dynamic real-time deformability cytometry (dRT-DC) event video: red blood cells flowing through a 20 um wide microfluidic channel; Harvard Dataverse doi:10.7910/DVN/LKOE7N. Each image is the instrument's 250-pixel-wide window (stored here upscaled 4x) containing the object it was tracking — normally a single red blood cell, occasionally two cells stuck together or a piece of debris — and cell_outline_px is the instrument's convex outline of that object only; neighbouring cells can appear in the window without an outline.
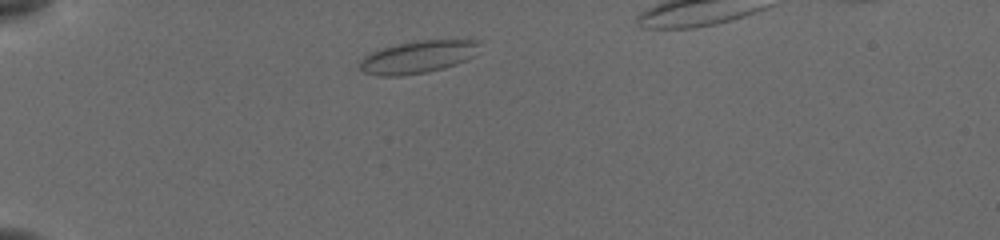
{"species": "common noctule bat (a hibernating species)", "species_latin": "Nyctalus noctula", "temperature_condition": "cold", "stored_images_in_passage": 37, "camera_frame_rate_fps": 3000, "um_per_image_px": 0.085, "animal": {"sex": "female", "body_mass_g": 19.5, "forearm_length_mm": 54.1}, "frame": {"image": 1, "passage_image": 1, "time_ms": 0.0, "image_size_px": [1000, 240], "cell_outline_px": [[480, 40], [472, 56], [468, 60], [444, 68], [428, 72], [400, 76], [376, 76], [364, 72], [360, 68], [360, 60], [364, 56], [372, 52], [396, 44], [416, 40]], "centroid_in_image_um": [35.49, 4.85], "position_along_channel_um": 49.5, "area_um2": 22.54}}
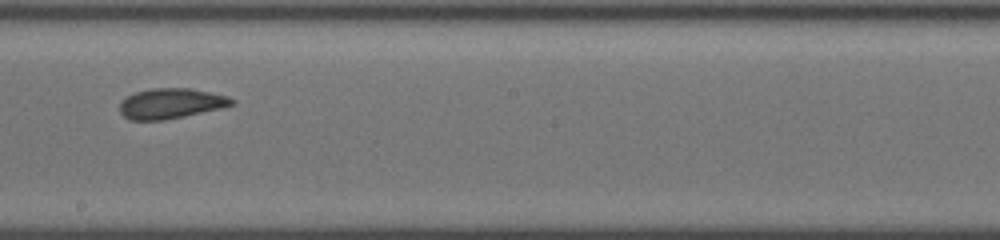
{"frame": {"image": 2, "passage_image": 18, "time_ms": 5.667, "image_size_px": [1000, 240], "cell_outline_px": [[236, 104], [220, 108], [184, 116], [164, 120], [128, 120], [120, 112], [120, 100], [136, 92], [152, 88], [192, 88], [228, 96], [236, 100]], "centroid_in_image_um": [14.53, 8.79], "position_along_channel_um": 233.7, "area_um2": 19.83}}
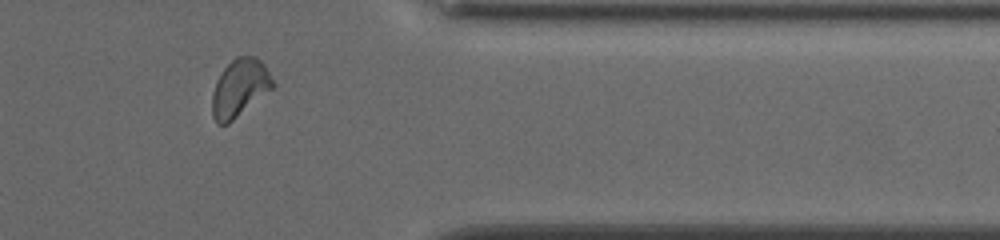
{"frame": {"image": 3, "passage_image": 31, "time_ms": 10.0, "image_size_px": [1000, 240], "cell_outline_px": [[276, 84], [272, 88], [228, 124], [216, 124], [212, 116], [212, 92], [216, 80], [224, 68], [236, 56], [256, 56], [264, 64]], "centroid_in_image_um": [20.35, 7.47], "position_along_channel_um": 391.0, "area_um2": 20.29}}